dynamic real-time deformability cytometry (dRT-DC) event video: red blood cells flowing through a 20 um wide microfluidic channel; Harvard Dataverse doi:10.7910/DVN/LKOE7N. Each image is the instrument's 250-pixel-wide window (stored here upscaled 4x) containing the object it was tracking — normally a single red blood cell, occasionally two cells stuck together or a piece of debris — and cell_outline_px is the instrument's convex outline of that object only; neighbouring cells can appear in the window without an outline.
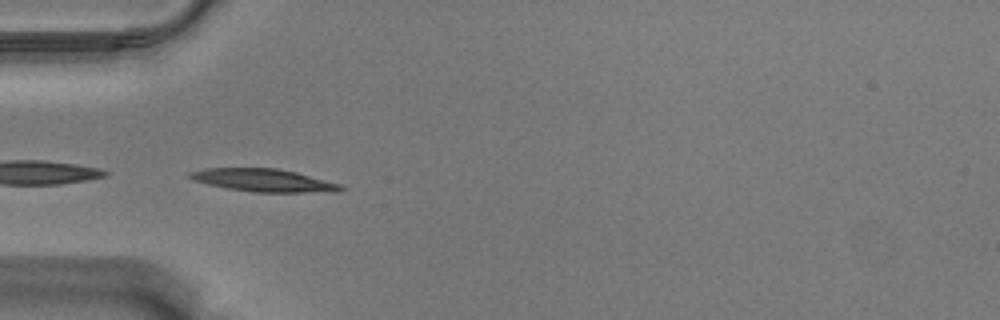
{"species": "Egyptian fruit bat (a non-hibernating species)", "species_latin": "Rousettus aegyptiacus", "temperature_condition": "warm", "stored_images_in_passage": 17, "camera_frame_rate_fps": 3000, "um_per_image_px": 0.085, "animal": {"sex": "male"}, "frame": {"image": 1, "passage_image": 1, "time_ms": 0.0, "image_size_px": [1000, 320], "cell_outline_px": [[344, 188], [332, 192], [252, 192], [228, 188], [208, 184], [192, 180], [188, 176], [188, 172], [204, 168], [276, 168], [296, 172], [340, 184]], "centroid_in_image_um": [22.35, 15.32], "position_along_channel_um": 62.7, "area_um2": 19.88}}
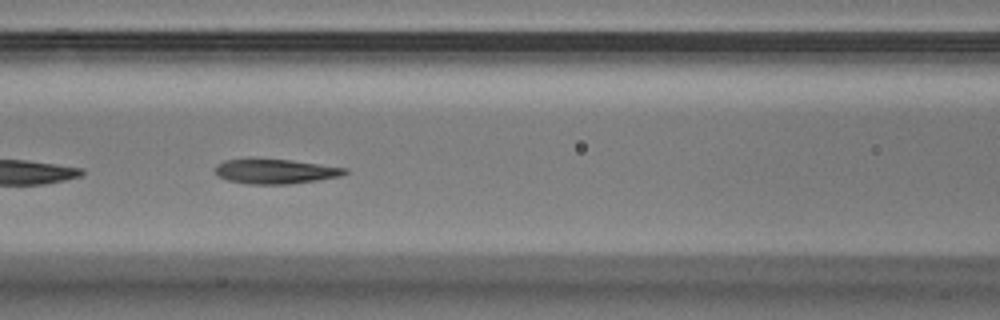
{"frame": {"image": 2, "passage_image": 8, "time_ms": 2.333, "image_size_px": [1000, 320], "cell_outline_px": [[348, 172], [340, 176], [316, 180], [288, 184], [248, 184], [228, 180], [216, 176], [212, 168], [216, 164], [224, 160], [248, 156], [252, 156], [288, 160], [348, 168]], "centroid_in_image_um": [23.26, 14.53], "position_along_channel_um": 143.3, "area_um2": 19.36}}